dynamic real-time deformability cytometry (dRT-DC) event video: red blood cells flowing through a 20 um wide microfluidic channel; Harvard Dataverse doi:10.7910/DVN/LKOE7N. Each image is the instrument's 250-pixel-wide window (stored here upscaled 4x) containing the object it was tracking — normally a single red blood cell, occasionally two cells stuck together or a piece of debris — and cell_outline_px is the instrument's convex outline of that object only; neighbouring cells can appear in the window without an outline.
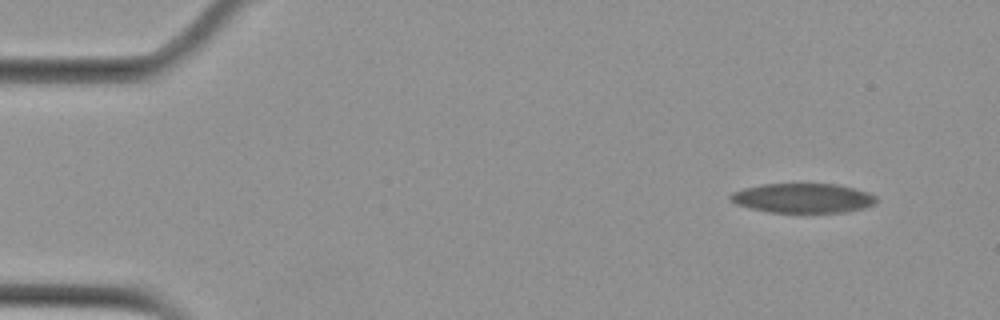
{"species": "Egyptian fruit bat (a non-hibernating species)", "species_latin": "Rousettus aegyptiacus", "temperature_condition": "cold", "stored_images_in_passage": 3, "camera_frame_rate_fps": 3000, "um_per_image_px": 0.085, "animal": {"sex": "female"}, "frame": {"image": 1, "passage_image": 3, "time_ms": 2.667, "image_size_px": [1000, 320], "cell_outline_px": [[876, 204], [864, 208], [844, 212], [768, 212], [736, 204], [728, 196], [732, 192], [744, 188], [764, 184], [836, 184], [868, 192], [876, 196]], "centroid_in_image_um": [68.26, 16.84], "position_along_channel_um": 16.7, "area_um2": 24.91}}